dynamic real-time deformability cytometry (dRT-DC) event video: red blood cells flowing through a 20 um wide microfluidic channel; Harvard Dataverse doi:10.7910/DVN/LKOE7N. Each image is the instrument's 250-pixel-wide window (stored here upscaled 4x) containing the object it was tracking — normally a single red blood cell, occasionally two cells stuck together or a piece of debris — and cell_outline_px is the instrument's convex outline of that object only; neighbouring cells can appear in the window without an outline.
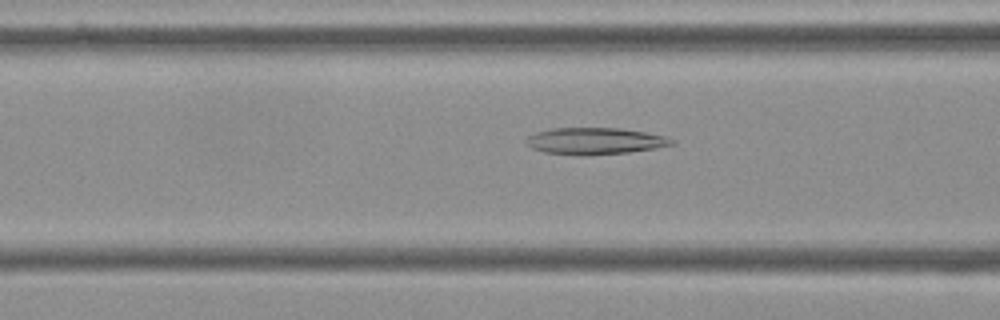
{"species": "Egyptian fruit bat (a non-hibernating species)", "species_latin": "Rousettus aegyptiacus", "temperature_condition": "cold", "stored_images_in_passage": 43, "camera_frame_rate_fps": 3000, "um_per_image_px": 0.085, "frame": {"image": 1, "passage_image": 9, "time_ms": 2.667, "image_size_px": [1000, 320], "cell_outline_px": [[676, 144], [628, 152], [584, 156], [544, 152], [532, 148], [524, 144], [524, 140], [528, 136], [536, 132], [552, 128], [620, 128], [668, 136], [676, 140]], "centroid_in_image_um": [50.55, 11.98], "position_along_channel_um": 116.0, "area_um2": 22.83}}
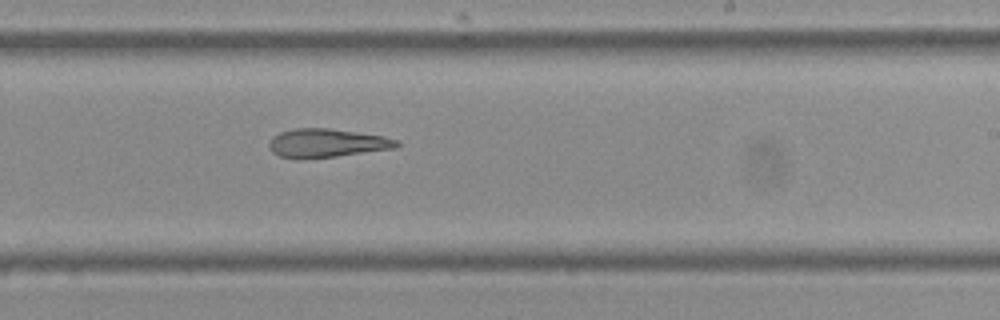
{"frame": {"image": 2, "passage_image": 21, "time_ms": 6.667, "image_size_px": [1000, 320], "cell_outline_px": [[400, 144], [396, 148], [336, 156], [296, 160], [280, 156], [272, 152], [268, 148], [268, 144], [272, 136], [280, 132], [296, 128], [328, 128], [384, 136], [396, 140]], "centroid_in_image_um": [27.72, 12.17], "position_along_channel_um": 261.3, "area_um2": 21.39}}
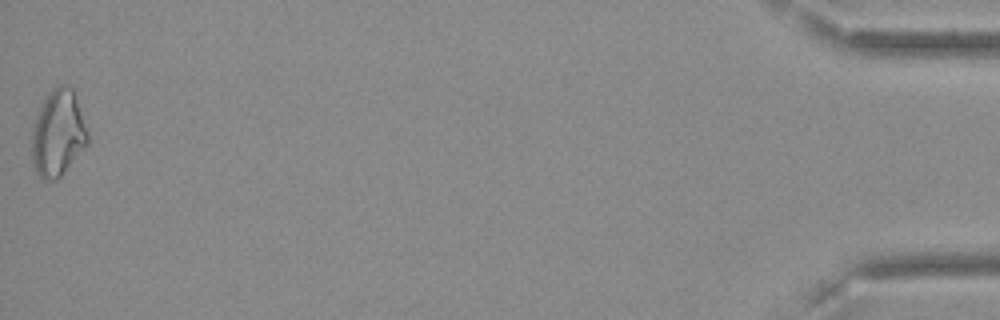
{"frame": {"image": 3, "passage_image": 43, "time_ms": 14.0, "image_size_px": [1000, 320], "cell_outline_px": [[88, 144], [64, 172], [56, 180], [44, 180], [36, 172], [32, 164], [32, 128], [40, 104], [48, 92], [52, 88], [60, 84], [64, 84], [72, 88], [88, 132]], "centroid_in_image_um": [4.91, 11.32], "position_along_channel_um": 430.3, "area_um2": 28.15}, "authors_computed_cell_mechanics": {"area_um2": 22.542, "velocity_mm_per_s": 3.6263, "shape_relaxation_time_tau1_ms": null, "shape_relaxation_time_tau2_ms": 4.2066, "deformation_change_tau1": null, "deformation_change_tau2": 0.142}}